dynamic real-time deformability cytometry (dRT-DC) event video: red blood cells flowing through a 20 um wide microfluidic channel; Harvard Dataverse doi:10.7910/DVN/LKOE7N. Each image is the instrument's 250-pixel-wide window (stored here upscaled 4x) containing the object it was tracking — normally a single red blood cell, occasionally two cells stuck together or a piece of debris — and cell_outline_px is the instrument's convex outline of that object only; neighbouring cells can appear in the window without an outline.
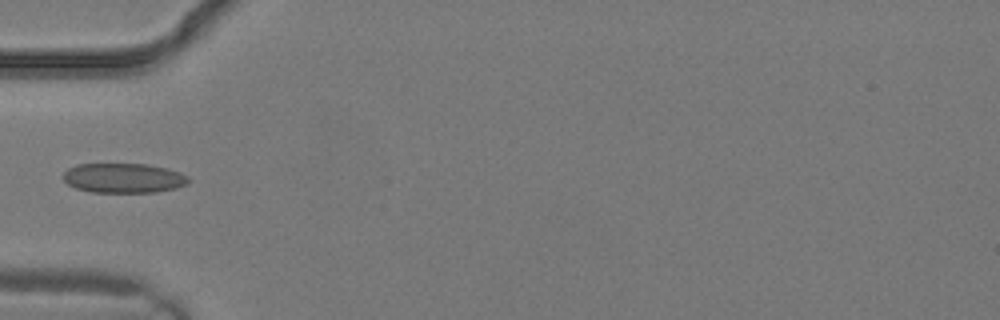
{"species": "common noctule bat (a hibernating species)", "species_latin": "Nyctalus noctula", "temperature_condition": "warm", "stored_images_in_passage": 1, "camera_frame_rate_fps": 3000, "um_per_image_px": 0.085, "animal": {"sex": "male", "body_mass_g": 19.2, "forearm_length_mm": 51.8}, "frame": {"image": 1, "passage_image": 1, "time_ms": 0.0, "image_size_px": [1000, 320], "cell_outline_px": [[188, 184], [176, 188], [156, 192], [92, 192], [76, 188], [68, 184], [64, 180], [64, 172], [68, 168], [76, 164], [148, 164], [168, 168], [180, 172], [188, 176]], "centroid_in_image_um": [10.52, 15.13], "position_along_channel_um": 74.5, "area_um2": 21.73}}